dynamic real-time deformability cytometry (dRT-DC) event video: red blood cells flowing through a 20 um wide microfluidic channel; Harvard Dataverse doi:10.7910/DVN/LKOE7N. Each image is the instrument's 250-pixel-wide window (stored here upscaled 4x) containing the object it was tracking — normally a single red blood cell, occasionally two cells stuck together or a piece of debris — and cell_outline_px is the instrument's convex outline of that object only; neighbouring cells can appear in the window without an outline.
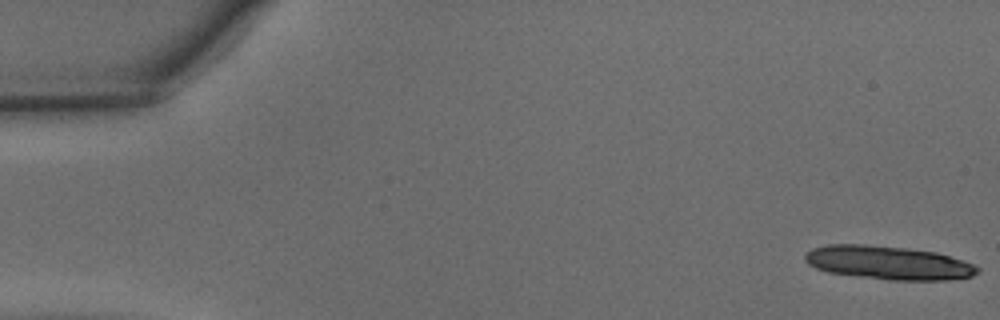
{"species": "common noctule bat (a hibernating species)", "species_latin": "Nyctalus noctula", "temperature_condition": "warm", "stored_images_in_passage": 13, "camera_frame_rate_fps": 3000, "um_per_image_px": 0.085, "animal": {"sex": "male", "body_mass_g": 15.6}, "frame": {"image": 1, "passage_image": 1, "time_ms": 0.0, "image_size_px": [1000, 320], "cell_outline_px": [[980, 272], [972, 276], [948, 280], [892, 280], [828, 272], [816, 268], [808, 264], [804, 260], [804, 252], [812, 248], [828, 244], [864, 244], [904, 248], [936, 252], [964, 260], [980, 268]], "centroid_in_image_um": [75.49, 22.33], "position_along_channel_um": 9.5, "area_um2": 33.76}}